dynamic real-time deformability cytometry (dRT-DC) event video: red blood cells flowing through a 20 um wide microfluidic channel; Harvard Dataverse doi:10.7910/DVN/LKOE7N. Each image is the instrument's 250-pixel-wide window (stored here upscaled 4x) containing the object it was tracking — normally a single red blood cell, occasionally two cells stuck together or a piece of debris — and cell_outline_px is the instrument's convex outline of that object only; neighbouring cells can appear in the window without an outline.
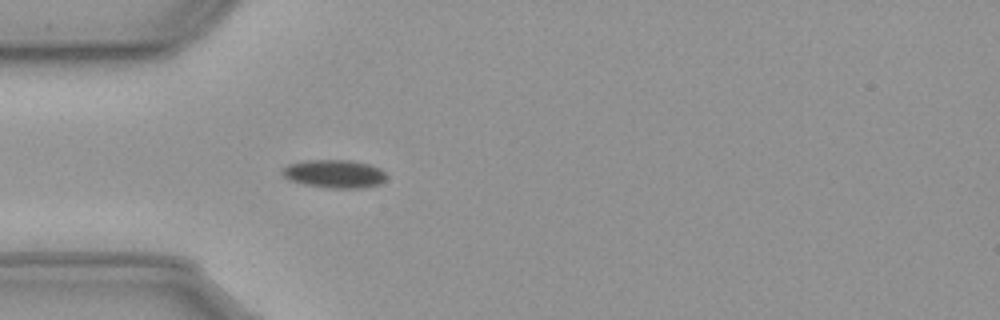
{"species": "common noctule bat (a hibernating species)", "species_latin": "Nyctalus noctula", "temperature_condition": "cold", "stored_images_in_passage": 13, "camera_frame_rate_fps": 3000, "um_per_image_px": 0.085, "animal": {"sex": "male", "body_mass_g": 23.1, "forearm_length_mm": 52.7}, "frame": {"image": 1, "passage_image": 6, "time_ms": 1.667, "image_size_px": [1000, 320], "cell_outline_px": [[384, 180], [376, 184], [360, 188], [328, 188], [304, 184], [288, 180], [280, 172], [288, 164], [304, 160], [352, 160], [368, 164], [380, 168], [384, 172]], "centroid_in_image_um": [28.36, 14.76], "position_along_channel_um": 56.6, "area_um2": 16.99}}